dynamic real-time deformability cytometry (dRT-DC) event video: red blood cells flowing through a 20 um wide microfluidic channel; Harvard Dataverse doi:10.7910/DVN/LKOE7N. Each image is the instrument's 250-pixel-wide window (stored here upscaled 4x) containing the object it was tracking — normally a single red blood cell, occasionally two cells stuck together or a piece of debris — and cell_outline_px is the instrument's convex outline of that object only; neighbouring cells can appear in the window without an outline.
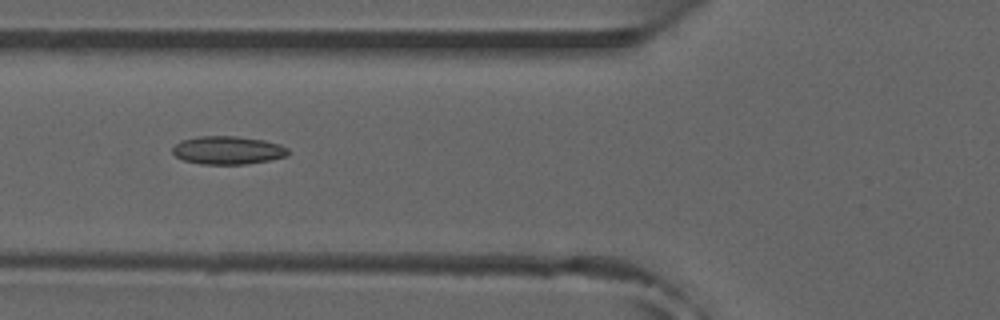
{"species": "common noctule bat (a hibernating species)", "species_latin": "Nyctalus noctula", "temperature_condition": "room temperature", "stored_images_in_passage": 13, "camera_frame_rate_fps": 3000, "um_per_image_px": 0.085, "animal": {"sex": "male", "forearm_length_mm": 52.5}, "frame": {"image": 1, "passage_image": 6, "time_ms": 1.667, "image_size_px": [1000, 320], "cell_outline_px": [[288, 156], [272, 160], [244, 164], [200, 164], [184, 160], [176, 156], [172, 152], [172, 148], [180, 140], [196, 136], [236, 136], [264, 140], [280, 144], [288, 148]], "centroid_in_image_um": [19.37, 12.76], "position_along_channel_um": 106.4, "area_um2": 19.13}}
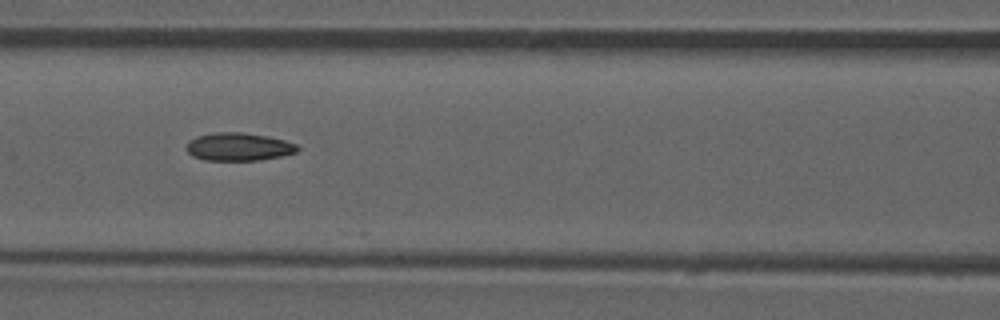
{"frame": {"image": 2, "passage_image": 9, "time_ms": 2.667, "image_size_px": [1000, 320], "cell_outline_px": [[300, 148], [296, 152], [280, 156], [260, 160], [204, 160], [192, 156], [184, 148], [184, 144], [188, 140], [196, 136], [216, 132], [240, 132], [268, 136], [284, 140], [296, 144]], "centroid_in_image_um": [20.22, 12.47], "position_along_channel_um": 146.4, "area_um2": 18.26}}